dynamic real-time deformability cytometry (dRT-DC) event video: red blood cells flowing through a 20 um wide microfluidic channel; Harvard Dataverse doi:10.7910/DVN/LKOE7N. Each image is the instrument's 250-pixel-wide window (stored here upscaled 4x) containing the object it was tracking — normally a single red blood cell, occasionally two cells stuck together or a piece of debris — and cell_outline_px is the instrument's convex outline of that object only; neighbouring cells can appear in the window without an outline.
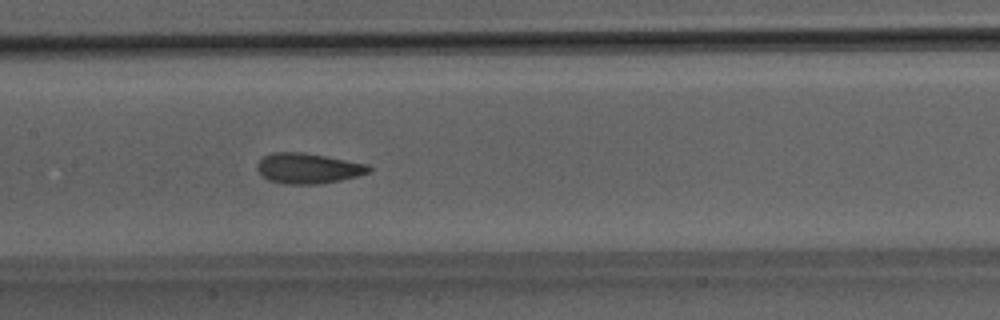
{"species": "Egyptian fruit bat (a non-hibernating species)", "species_latin": "Rousettus aegyptiacus", "temperature_condition": "room temperature", "stored_images_in_passage": 50, "camera_frame_rate_fps": 3000, "um_per_image_px": 0.085, "animal": {"sex": "male"}, "frame": {"image": 1, "passage_image": 25, "time_ms": 8.0, "image_size_px": [1000, 320], "cell_outline_px": [[372, 168], [368, 172], [356, 176], [340, 180], [320, 184], [284, 184], [268, 180], [256, 168], [256, 164], [264, 156], [272, 152], [304, 152], [368, 164]], "centroid_in_image_um": [26.17, 14.3], "position_along_channel_um": 181.2, "area_um2": 19.71}}
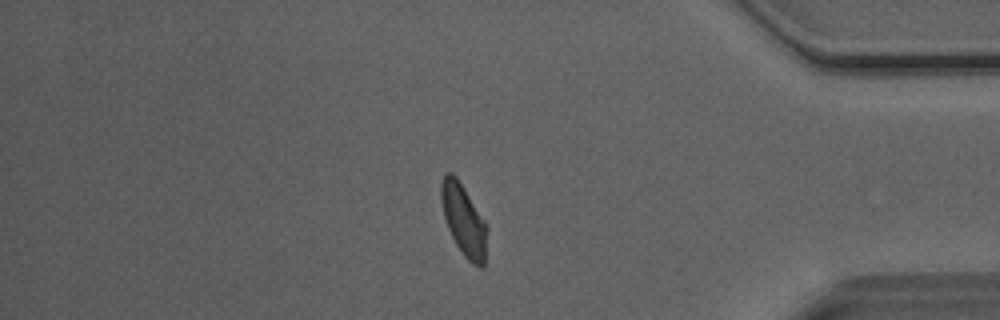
{"frame": {"image": 2, "passage_image": 43, "time_ms": 14.0, "image_size_px": [1000, 320], "cell_outline_px": [[488, 228], [484, 264], [480, 268], [472, 264], [464, 256], [456, 244], [448, 228], [444, 216], [440, 200], [440, 184], [444, 176], [448, 172], [452, 172], [456, 176]], "centroid_in_image_um": [39.4, 18.72], "position_along_channel_um": 395.8, "area_um2": 18.79}}
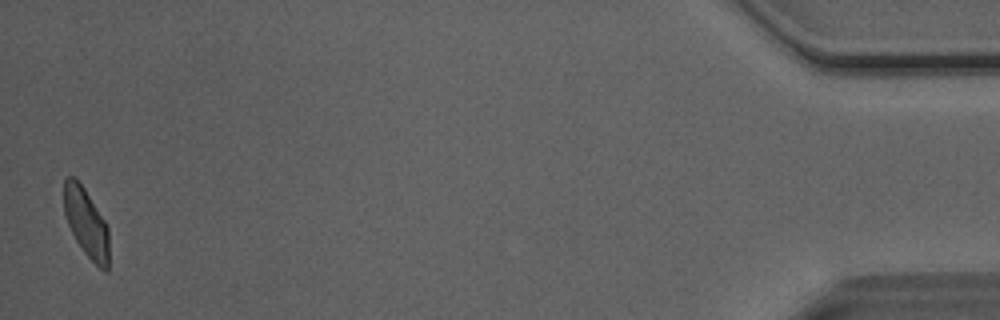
{"frame": {"image": 3, "passage_image": 50, "time_ms": 16.333, "image_size_px": [1000, 320], "cell_outline_px": [[108, 268], [104, 272], [84, 252], [76, 240], [64, 216], [64, 180], [68, 176], [76, 176], [84, 188], [104, 220], [108, 228]], "centroid_in_image_um": [7.31, 18.9], "position_along_channel_um": 427.9, "area_um2": 17.86}, "authors_computed_cell_mechanics": {"area_um2": 19.5075, "velocity_mm_per_s": 4.0616, "shape_relaxation_time_tau1_ms": 4.0282, "shape_relaxation_time_tau2_ms": 1.1234, "deformation_change_tau1": 0.107, "deformation_change_tau2": 0.0605}}